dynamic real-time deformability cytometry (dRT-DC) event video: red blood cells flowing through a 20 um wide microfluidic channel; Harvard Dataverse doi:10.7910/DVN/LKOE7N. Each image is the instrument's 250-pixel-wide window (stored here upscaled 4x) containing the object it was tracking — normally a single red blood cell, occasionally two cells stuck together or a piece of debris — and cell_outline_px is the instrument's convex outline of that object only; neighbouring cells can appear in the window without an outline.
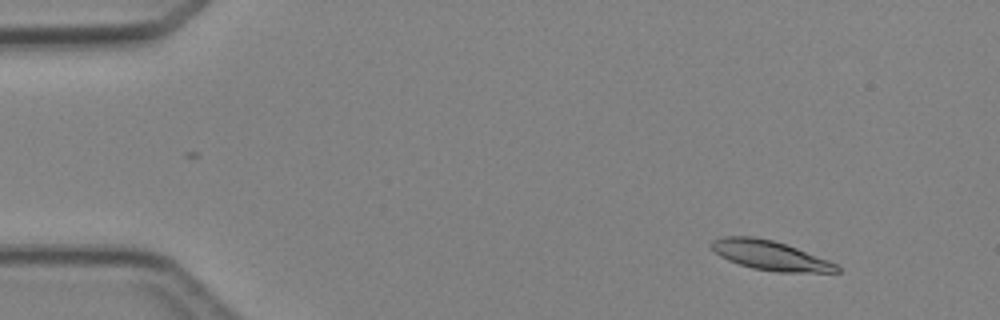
{"species": "Egyptian fruit bat (a non-hibernating species)", "species_latin": "Rousettus aegyptiacus", "temperature_condition": "cold", "stored_images_in_passage": 5, "camera_frame_rate_fps": 3000, "um_per_image_px": 0.085, "animal": {"sex": "female"}, "frame": {"image": 1, "passage_image": 2, "time_ms": 1.0, "image_size_px": [1000, 320], "cell_outline_px": [[840, 272], [776, 272], [752, 268], [728, 260], [720, 256], [712, 248], [712, 240], [724, 236], [752, 236], [772, 240], [796, 248], [828, 260], [836, 264], [840, 268]], "centroid_in_image_um": [65.46, 21.71], "position_along_channel_um": 19.5, "area_um2": 21.21}}
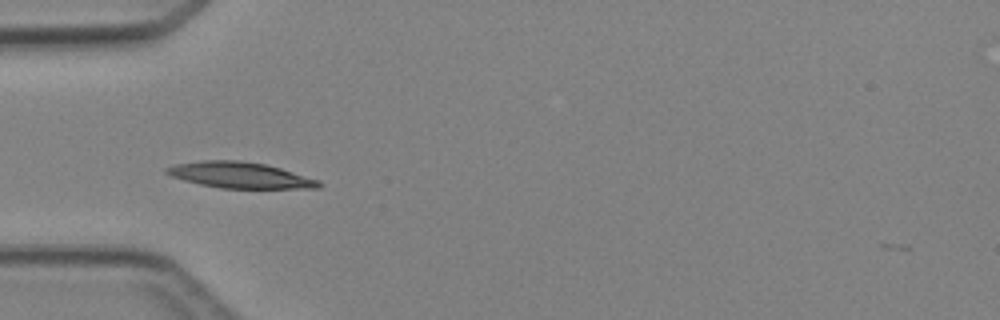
{"frame": {"image": 2, "passage_image": 4, "time_ms": 4.333, "image_size_px": [1000, 320], "cell_outline_px": [[324, 184], [320, 188], [220, 188], [200, 184], [184, 180], [172, 176], [164, 172], [164, 168], [176, 164], [200, 160], [240, 160], [268, 164], [320, 180]], "centroid_in_image_um": [20.43, 14.88], "position_along_channel_um": 64.6, "area_um2": 23.24}}
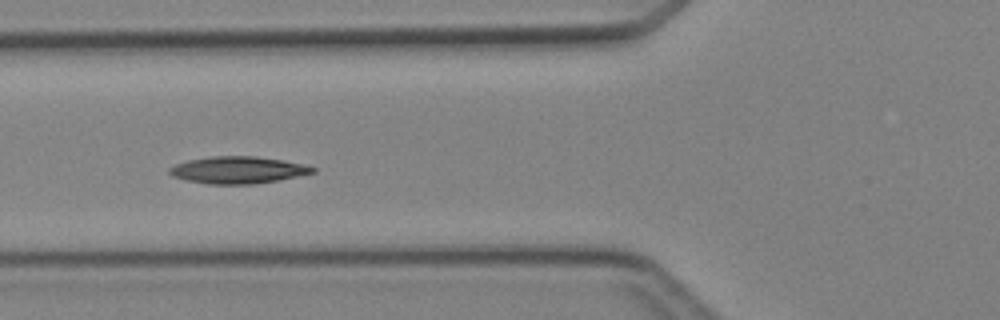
{"frame": {"image": 3, "passage_image": 5, "time_ms": 5.333, "image_size_px": [1000, 320], "cell_outline_px": [[316, 172], [276, 180], [252, 184], [208, 184], [188, 180], [172, 176], [168, 172], [168, 168], [176, 164], [188, 160], [212, 156], [256, 156], [284, 160], [304, 164], [316, 168]], "centroid_in_image_um": [20.21, 14.44], "position_along_channel_um": 105.6, "area_um2": 22.43}}